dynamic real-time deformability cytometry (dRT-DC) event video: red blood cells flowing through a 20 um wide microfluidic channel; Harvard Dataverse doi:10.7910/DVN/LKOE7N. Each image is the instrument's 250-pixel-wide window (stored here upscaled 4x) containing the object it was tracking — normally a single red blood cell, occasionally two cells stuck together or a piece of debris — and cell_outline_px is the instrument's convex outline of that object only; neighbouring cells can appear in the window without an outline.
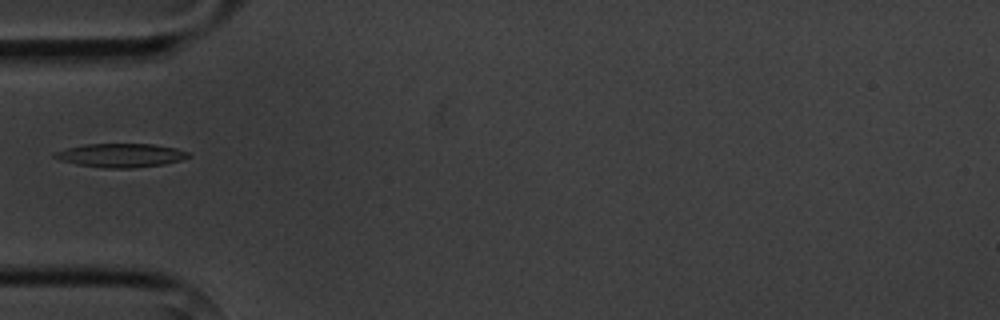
{"species": "common noctule bat (a hibernating species)", "species_latin": "Nyctalus noctula", "temperature_condition": "cold", "stored_images_in_passage": 2, "camera_frame_rate_fps": 3000, "um_per_image_px": 0.085, "animal": {"sex": "male", "body_mass_g": 20.1, "forearm_length_mm": 53.5}, "frame": {"image": 1, "passage_image": 1, "time_ms": 0.0, "image_size_px": [1000, 320], "cell_outline_px": [[192, 156], [180, 160], [164, 164], [136, 168], [104, 168], [76, 164], [60, 160], [52, 156], [52, 152], [84, 144], [152, 144], [176, 148], [188, 152]], "centroid_in_image_um": [10.25, 13.2], "position_along_channel_um": 74.7, "area_um2": 18.55}}
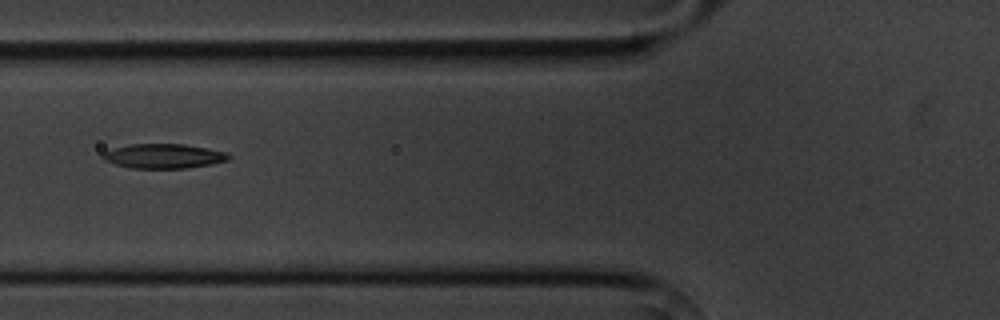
{"frame": {"image": 2, "passage_image": 2, "time_ms": 1.0, "image_size_px": [1000, 320], "cell_outline_px": [[232, 156], [228, 160], [212, 164], [188, 168], [128, 168], [104, 160], [100, 156], [100, 152], [132, 144], [184, 144], [208, 148], [224, 152]], "centroid_in_image_um": [13.89, 13.27], "position_along_channel_um": 111.9, "area_um2": 18.03}}